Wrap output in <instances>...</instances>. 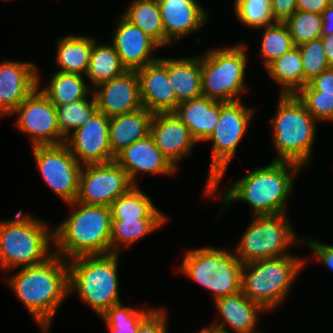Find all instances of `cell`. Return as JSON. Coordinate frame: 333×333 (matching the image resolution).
I'll list each match as a JSON object with an SVG mask.
<instances>
[{"label":"cell","mask_w":333,"mask_h":333,"mask_svg":"<svg viewBox=\"0 0 333 333\" xmlns=\"http://www.w3.org/2000/svg\"><path fill=\"white\" fill-rule=\"evenodd\" d=\"M165 30V46L199 29L209 20L196 0H157Z\"/></svg>","instance_id":"21"},{"label":"cell","mask_w":333,"mask_h":333,"mask_svg":"<svg viewBox=\"0 0 333 333\" xmlns=\"http://www.w3.org/2000/svg\"><path fill=\"white\" fill-rule=\"evenodd\" d=\"M96 39L83 35H69L57 40L58 72L86 74ZM84 73V74H82Z\"/></svg>","instance_id":"27"},{"label":"cell","mask_w":333,"mask_h":333,"mask_svg":"<svg viewBox=\"0 0 333 333\" xmlns=\"http://www.w3.org/2000/svg\"><path fill=\"white\" fill-rule=\"evenodd\" d=\"M155 308L134 309L123 306L122 302L110 307L101 318L110 333H136L139 325Z\"/></svg>","instance_id":"35"},{"label":"cell","mask_w":333,"mask_h":333,"mask_svg":"<svg viewBox=\"0 0 333 333\" xmlns=\"http://www.w3.org/2000/svg\"><path fill=\"white\" fill-rule=\"evenodd\" d=\"M127 69L122 65L119 55L111 44L92 45L91 58L85 74L95 89L98 85L122 75Z\"/></svg>","instance_id":"29"},{"label":"cell","mask_w":333,"mask_h":333,"mask_svg":"<svg viewBox=\"0 0 333 333\" xmlns=\"http://www.w3.org/2000/svg\"><path fill=\"white\" fill-rule=\"evenodd\" d=\"M242 267L235 252L206 246L189 250L180 271L213 292L215 300L241 291Z\"/></svg>","instance_id":"9"},{"label":"cell","mask_w":333,"mask_h":333,"mask_svg":"<svg viewBox=\"0 0 333 333\" xmlns=\"http://www.w3.org/2000/svg\"><path fill=\"white\" fill-rule=\"evenodd\" d=\"M196 142L207 141L220 119V101L200 96L180 102L173 111Z\"/></svg>","instance_id":"24"},{"label":"cell","mask_w":333,"mask_h":333,"mask_svg":"<svg viewBox=\"0 0 333 333\" xmlns=\"http://www.w3.org/2000/svg\"><path fill=\"white\" fill-rule=\"evenodd\" d=\"M42 93L57 107L79 99H86L91 89L81 74L58 72L51 74Z\"/></svg>","instance_id":"30"},{"label":"cell","mask_w":333,"mask_h":333,"mask_svg":"<svg viewBox=\"0 0 333 333\" xmlns=\"http://www.w3.org/2000/svg\"><path fill=\"white\" fill-rule=\"evenodd\" d=\"M91 94V99H79L56 107L57 124L65 139L71 134L70 131L82 127L98 111L93 92Z\"/></svg>","instance_id":"34"},{"label":"cell","mask_w":333,"mask_h":333,"mask_svg":"<svg viewBox=\"0 0 333 333\" xmlns=\"http://www.w3.org/2000/svg\"><path fill=\"white\" fill-rule=\"evenodd\" d=\"M118 256L119 253L84 255L67 260L69 295L77 293L99 316L121 303Z\"/></svg>","instance_id":"5"},{"label":"cell","mask_w":333,"mask_h":333,"mask_svg":"<svg viewBox=\"0 0 333 333\" xmlns=\"http://www.w3.org/2000/svg\"><path fill=\"white\" fill-rule=\"evenodd\" d=\"M322 33L321 36H328L333 33V2L322 12Z\"/></svg>","instance_id":"46"},{"label":"cell","mask_w":333,"mask_h":333,"mask_svg":"<svg viewBox=\"0 0 333 333\" xmlns=\"http://www.w3.org/2000/svg\"><path fill=\"white\" fill-rule=\"evenodd\" d=\"M150 135L157 148L176 169L180 160L191 154L192 148L197 143L189 128L174 112L154 113Z\"/></svg>","instance_id":"17"},{"label":"cell","mask_w":333,"mask_h":333,"mask_svg":"<svg viewBox=\"0 0 333 333\" xmlns=\"http://www.w3.org/2000/svg\"><path fill=\"white\" fill-rule=\"evenodd\" d=\"M110 209L112 219L166 218L138 185L117 198Z\"/></svg>","instance_id":"33"},{"label":"cell","mask_w":333,"mask_h":333,"mask_svg":"<svg viewBox=\"0 0 333 333\" xmlns=\"http://www.w3.org/2000/svg\"><path fill=\"white\" fill-rule=\"evenodd\" d=\"M200 332L201 333H230L228 330L225 332V331L216 329L212 326L205 327V328L201 329Z\"/></svg>","instance_id":"48"},{"label":"cell","mask_w":333,"mask_h":333,"mask_svg":"<svg viewBox=\"0 0 333 333\" xmlns=\"http://www.w3.org/2000/svg\"><path fill=\"white\" fill-rule=\"evenodd\" d=\"M300 91H323V93H333V67L315 76Z\"/></svg>","instance_id":"42"},{"label":"cell","mask_w":333,"mask_h":333,"mask_svg":"<svg viewBox=\"0 0 333 333\" xmlns=\"http://www.w3.org/2000/svg\"><path fill=\"white\" fill-rule=\"evenodd\" d=\"M32 153L45 183L68 205L76 200L82 165L69 147L46 145L31 147Z\"/></svg>","instance_id":"12"},{"label":"cell","mask_w":333,"mask_h":333,"mask_svg":"<svg viewBox=\"0 0 333 333\" xmlns=\"http://www.w3.org/2000/svg\"><path fill=\"white\" fill-rule=\"evenodd\" d=\"M265 70L280 85V95L297 94L304 87V71L298 46L274 60Z\"/></svg>","instance_id":"28"},{"label":"cell","mask_w":333,"mask_h":333,"mask_svg":"<svg viewBox=\"0 0 333 333\" xmlns=\"http://www.w3.org/2000/svg\"><path fill=\"white\" fill-rule=\"evenodd\" d=\"M115 161L126 171L134 185H138L136 176L140 172L167 176L177 172V169L157 148L151 135L124 148L115 156Z\"/></svg>","instance_id":"22"},{"label":"cell","mask_w":333,"mask_h":333,"mask_svg":"<svg viewBox=\"0 0 333 333\" xmlns=\"http://www.w3.org/2000/svg\"><path fill=\"white\" fill-rule=\"evenodd\" d=\"M297 0H270L272 17L275 22H285L297 11Z\"/></svg>","instance_id":"44"},{"label":"cell","mask_w":333,"mask_h":333,"mask_svg":"<svg viewBox=\"0 0 333 333\" xmlns=\"http://www.w3.org/2000/svg\"><path fill=\"white\" fill-rule=\"evenodd\" d=\"M51 229V230H50ZM45 221L18 210L15 218L0 221V270L34 266L45 262L54 243L53 229Z\"/></svg>","instance_id":"4"},{"label":"cell","mask_w":333,"mask_h":333,"mask_svg":"<svg viewBox=\"0 0 333 333\" xmlns=\"http://www.w3.org/2000/svg\"><path fill=\"white\" fill-rule=\"evenodd\" d=\"M136 72L143 107L152 113L173 112L177 108V96L168 76L167 58H159Z\"/></svg>","instance_id":"19"},{"label":"cell","mask_w":333,"mask_h":333,"mask_svg":"<svg viewBox=\"0 0 333 333\" xmlns=\"http://www.w3.org/2000/svg\"><path fill=\"white\" fill-rule=\"evenodd\" d=\"M109 123L110 117L97 111L86 124L66 138L65 144L82 166L115 160L109 145Z\"/></svg>","instance_id":"15"},{"label":"cell","mask_w":333,"mask_h":333,"mask_svg":"<svg viewBox=\"0 0 333 333\" xmlns=\"http://www.w3.org/2000/svg\"><path fill=\"white\" fill-rule=\"evenodd\" d=\"M255 109L239 101H220V119L208 141L213 142L209 176L204 196L212 197L218 190L222 176L247 131Z\"/></svg>","instance_id":"10"},{"label":"cell","mask_w":333,"mask_h":333,"mask_svg":"<svg viewBox=\"0 0 333 333\" xmlns=\"http://www.w3.org/2000/svg\"><path fill=\"white\" fill-rule=\"evenodd\" d=\"M123 16L160 47L165 46V30L157 0H134Z\"/></svg>","instance_id":"31"},{"label":"cell","mask_w":333,"mask_h":333,"mask_svg":"<svg viewBox=\"0 0 333 333\" xmlns=\"http://www.w3.org/2000/svg\"><path fill=\"white\" fill-rule=\"evenodd\" d=\"M154 113L145 107L139 110L110 117L109 145L116 156L132 143L150 135V127Z\"/></svg>","instance_id":"25"},{"label":"cell","mask_w":333,"mask_h":333,"mask_svg":"<svg viewBox=\"0 0 333 333\" xmlns=\"http://www.w3.org/2000/svg\"><path fill=\"white\" fill-rule=\"evenodd\" d=\"M305 260L294 254L243 264L241 291L265 311H273L284 302Z\"/></svg>","instance_id":"7"},{"label":"cell","mask_w":333,"mask_h":333,"mask_svg":"<svg viewBox=\"0 0 333 333\" xmlns=\"http://www.w3.org/2000/svg\"><path fill=\"white\" fill-rule=\"evenodd\" d=\"M120 19L113 33L112 44L122 65L127 70H137L159 59L153 57L152 52L160 46L123 15Z\"/></svg>","instance_id":"20"},{"label":"cell","mask_w":333,"mask_h":333,"mask_svg":"<svg viewBox=\"0 0 333 333\" xmlns=\"http://www.w3.org/2000/svg\"><path fill=\"white\" fill-rule=\"evenodd\" d=\"M214 303L223 322H215L210 326L225 332V326L228 325L235 333H262L254 329L259 316L265 310L258 303L249 300L242 291L217 298Z\"/></svg>","instance_id":"23"},{"label":"cell","mask_w":333,"mask_h":333,"mask_svg":"<svg viewBox=\"0 0 333 333\" xmlns=\"http://www.w3.org/2000/svg\"><path fill=\"white\" fill-rule=\"evenodd\" d=\"M164 308L155 309L138 327L136 333H168L167 315Z\"/></svg>","instance_id":"41"},{"label":"cell","mask_w":333,"mask_h":333,"mask_svg":"<svg viewBox=\"0 0 333 333\" xmlns=\"http://www.w3.org/2000/svg\"><path fill=\"white\" fill-rule=\"evenodd\" d=\"M275 117L272 118L274 160L290 161L302 167L309 162L315 140L317 120L308 112L296 94H279Z\"/></svg>","instance_id":"6"},{"label":"cell","mask_w":333,"mask_h":333,"mask_svg":"<svg viewBox=\"0 0 333 333\" xmlns=\"http://www.w3.org/2000/svg\"><path fill=\"white\" fill-rule=\"evenodd\" d=\"M296 95L317 121H333V93L299 91Z\"/></svg>","instance_id":"40"},{"label":"cell","mask_w":333,"mask_h":333,"mask_svg":"<svg viewBox=\"0 0 333 333\" xmlns=\"http://www.w3.org/2000/svg\"><path fill=\"white\" fill-rule=\"evenodd\" d=\"M287 214L254 216L235 248V256L242 264L256 260L289 255L287 251L296 239ZM287 252V253H286Z\"/></svg>","instance_id":"11"},{"label":"cell","mask_w":333,"mask_h":333,"mask_svg":"<svg viewBox=\"0 0 333 333\" xmlns=\"http://www.w3.org/2000/svg\"><path fill=\"white\" fill-rule=\"evenodd\" d=\"M166 218L112 219L111 253H121V248L160 228Z\"/></svg>","instance_id":"32"},{"label":"cell","mask_w":333,"mask_h":333,"mask_svg":"<svg viewBox=\"0 0 333 333\" xmlns=\"http://www.w3.org/2000/svg\"><path fill=\"white\" fill-rule=\"evenodd\" d=\"M301 168L298 163L273 160L266 167L254 169L226 188L221 196L223 209L230 203L244 201L251 206L254 216L287 213L286 200L293 191V176Z\"/></svg>","instance_id":"2"},{"label":"cell","mask_w":333,"mask_h":333,"mask_svg":"<svg viewBox=\"0 0 333 333\" xmlns=\"http://www.w3.org/2000/svg\"><path fill=\"white\" fill-rule=\"evenodd\" d=\"M324 53L330 67H333V33L328 36H321Z\"/></svg>","instance_id":"47"},{"label":"cell","mask_w":333,"mask_h":333,"mask_svg":"<svg viewBox=\"0 0 333 333\" xmlns=\"http://www.w3.org/2000/svg\"><path fill=\"white\" fill-rule=\"evenodd\" d=\"M304 71V87L315 76L330 68L321 39L311 40L298 46Z\"/></svg>","instance_id":"39"},{"label":"cell","mask_w":333,"mask_h":333,"mask_svg":"<svg viewBox=\"0 0 333 333\" xmlns=\"http://www.w3.org/2000/svg\"><path fill=\"white\" fill-rule=\"evenodd\" d=\"M38 87L12 112L17 113L16 128L28 133L33 146L60 145L66 139L60 134L56 106Z\"/></svg>","instance_id":"14"},{"label":"cell","mask_w":333,"mask_h":333,"mask_svg":"<svg viewBox=\"0 0 333 333\" xmlns=\"http://www.w3.org/2000/svg\"><path fill=\"white\" fill-rule=\"evenodd\" d=\"M169 79L180 102L202 96L201 56L167 58Z\"/></svg>","instance_id":"26"},{"label":"cell","mask_w":333,"mask_h":333,"mask_svg":"<svg viewBox=\"0 0 333 333\" xmlns=\"http://www.w3.org/2000/svg\"><path fill=\"white\" fill-rule=\"evenodd\" d=\"M284 23L289 29L295 46L321 37L323 23L321 14L296 11Z\"/></svg>","instance_id":"37"},{"label":"cell","mask_w":333,"mask_h":333,"mask_svg":"<svg viewBox=\"0 0 333 333\" xmlns=\"http://www.w3.org/2000/svg\"><path fill=\"white\" fill-rule=\"evenodd\" d=\"M135 186L126 171L114 160L104 164L82 166L79 191L75 201L110 207L119 197Z\"/></svg>","instance_id":"13"},{"label":"cell","mask_w":333,"mask_h":333,"mask_svg":"<svg viewBox=\"0 0 333 333\" xmlns=\"http://www.w3.org/2000/svg\"><path fill=\"white\" fill-rule=\"evenodd\" d=\"M92 90L98 111L107 117L133 112L143 107L136 70H127Z\"/></svg>","instance_id":"16"},{"label":"cell","mask_w":333,"mask_h":333,"mask_svg":"<svg viewBox=\"0 0 333 333\" xmlns=\"http://www.w3.org/2000/svg\"><path fill=\"white\" fill-rule=\"evenodd\" d=\"M30 62L0 63V117L12 112L38 87V71Z\"/></svg>","instance_id":"18"},{"label":"cell","mask_w":333,"mask_h":333,"mask_svg":"<svg viewBox=\"0 0 333 333\" xmlns=\"http://www.w3.org/2000/svg\"><path fill=\"white\" fill-rule=\"evenodd\" d=\"M6 282L38 326L48 333L58 307L69 296L67 260L54 253L41 264L21 267Z\"/></svg>","instance_id":"1"},{"label":"cell","mask_w":333,"mask_h":333,"mask_svg":"<svg viewBox=\"0 0 333 333\" xmlns=\"http://www.w3.org/2000/svg\"><path fill=\"white\" fill-rule=\"evenodd\" d=\"M234 12L238 21L250 28H264L275 23L270 0H235Z\"/></svg>","instance_id":"38"},{"label":"cell","mask_w":333,"mask_h":333,"mask_svg":"<svg viewBox=\"0 0 333 333\" xmlns=\"http://www.w3.org/2000/svg\"><path fill=\"white\" fill-rule=\"evenodd\" d=\"M332 2L333 0H297V11L322 14Z\"/></svg>","instance_id":"45"},{"label":"cell","mask_w":333,"mask_h":333,"mask_svg":"<svg viewBox=\"0 0 333 333\" xmlns=\"http://www.w3.org/2000/svg\"><path fill=\"white\" fill-rule=\"evenodd\" d=\"M73 213L53 229L55 254L69 260L84 255L111 253V209L106 206L69 203Z\"/></svg>","instance_id":"3"},{"label":"cell","mask_w":333,"mask_h":333,"mask_svg":"<svg viewBox=\"0 0 333 333\" xmlns=\"http://www.w3.org/2000/svg\"><path fill=\"white\" fill-rule=\"evenodd\" d=\"M247 49L248 46L239 43L231 47L212 48L201 55L203 96L224 102L240 100V94L248 89L245 87Z\"/></svg>","instance_id":"8"},{"label":"cell","mask_w":333,"mask_h":333,"mask_svg":"<svg viewBox=\"0 0 333 333\" xmlns=\"http://www.w3.org/2000/svg\"><path fill=\"white\" fill-rule=\"evenodd\" d=\"M294 47L292 36L284 22L265 26L260 47L264 68Z\"/></svg>","instance_id":"36"},{"label":"cell","mask_w":333,"mask_h":333,"mask_svg":"<svg viewBox=\"0 0 333 333\" xmlns=\"http://www.w3.org/2000/svg\"><path fill=\"white\" fill-rule=\"evenodd\" d=\"M302 243L306 244L310 251H313L316 258L323 262L330 270L333 271V245H327L309 238H301Z\"/></svg>","instance_id":"43"}]
</instances>
